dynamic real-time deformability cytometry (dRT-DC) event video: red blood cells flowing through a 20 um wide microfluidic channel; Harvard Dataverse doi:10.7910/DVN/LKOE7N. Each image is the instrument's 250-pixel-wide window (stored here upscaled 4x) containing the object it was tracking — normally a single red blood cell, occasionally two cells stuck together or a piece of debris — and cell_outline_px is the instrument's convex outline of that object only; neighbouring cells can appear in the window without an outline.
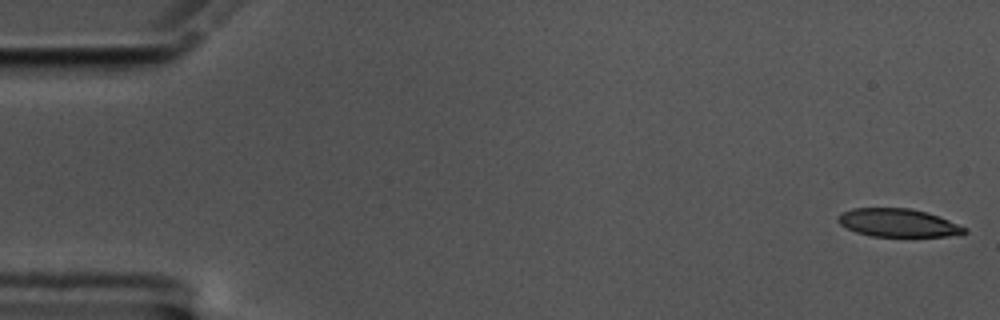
{"species": "common noctule bat (a hibernating species)", "species_latin": "Nyctalus noctula", "temperature_condition": "cold", "stored_images_in_passage": 55, "camera_frame_rate_fps": 3000, "um_per_image_px": 0.085, "animal": {"sex": "male", "body_mass_g": 17.5, "forearm_length_mm": 52.3}, "frame": {"image": 1, "passage_image": 1, "time_ms": 0.0, "image_size_px": [1000, 320], "cell_outline_px": [[968, 232], [948, 236], [872, 236], [856, 232], [840, 224], [836, 220], [836, 216], [852, 208], [908, 208], [924, 212], [948, 220], [968, 228]], "centroid_in_image_um": [76.31, 18.94], "position_along_channel_um": 8.7, "area_um2": 20.46}}
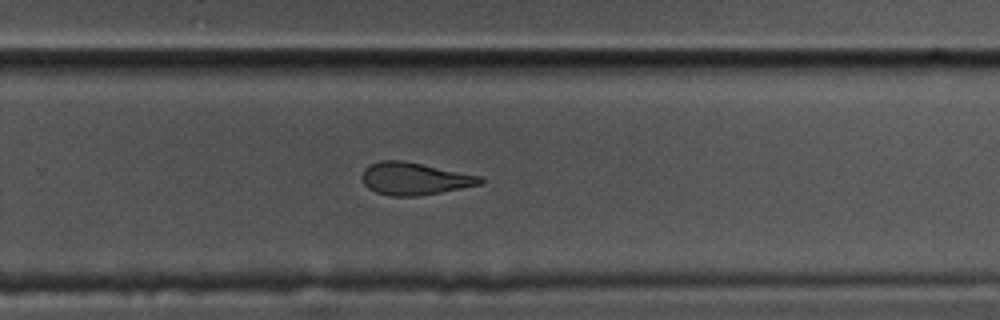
{"frame": {"image": 2, "passage_image": 37, "time_ms": 12.0, "image_size_px": [1000, 320], "cell_outline_px": [[484, 184], [440, 192], [416, 196], [392, 196], [376, 192], [368, 188], [364, 184], [360, 176], [364, 168], [380, 160], [400, 160], [480, 176], [484, 180]], "centroid_in_image_um": [35.2, 15.19], "position_along_channel_um": 294.6, "area_um2": 22.08}}
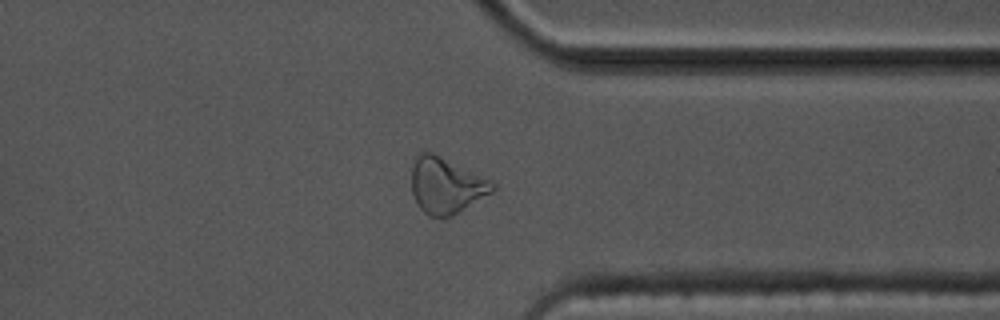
{"frame": {"image": 3, "passage_image": 44, "time_ms": 14.333, "image_size_px": [1000, 320], "cell_outline_px": [[496, 188], [492, 192], [452, 216], [428, 216], [416, 204], [412, 192], [412, 164], [416, 156], [420, 152], [432, 152], [492, 180], [496, 184]], "centroid_in_image_um": [37.91, 15.76], "position_along_channel_um": 373.5, "area_um2": 26.36}}